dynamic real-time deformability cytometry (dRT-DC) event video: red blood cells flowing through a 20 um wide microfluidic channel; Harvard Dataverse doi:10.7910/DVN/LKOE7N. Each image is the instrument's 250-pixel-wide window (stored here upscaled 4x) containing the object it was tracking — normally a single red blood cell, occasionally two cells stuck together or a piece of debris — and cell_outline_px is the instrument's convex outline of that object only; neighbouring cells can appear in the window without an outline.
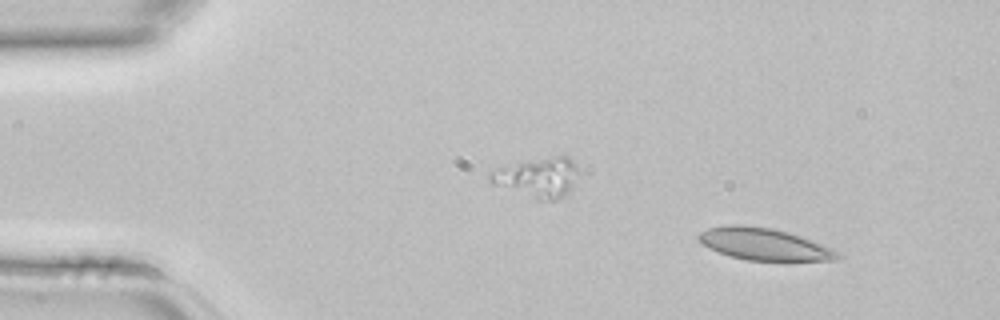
{"species": "common noctule bat (a hibernating species)", "species_latin": "Nyctalus noctula", "temperature_condition": "room temperature", "stored_images_in_passage": 2, "camera_frame_rate_fps": 3000, "um_per_image_px": 0.085, "animal": {"sex": "female", "body_mass_g": 22.7, "forearm_length_mm": 54.2}, "frame": {"image": 1, "passage_image": 1, "time_ms": 0.0, "image_size_px": [1000, 320], "cell_outline_px": [[844, 256], [836, 260], [748, 260], [732, 256], [708, 248], [696, 236], [700, 232], [708, 228], [724, 224], [740, 224], [772, 228], [788, 232], [800, 236], [832, 248], [840, 252]], "centroid_in_image_um": [64.96, 20.73], "position_along_channel_um": 20.0, "area_um2": 25.78}}
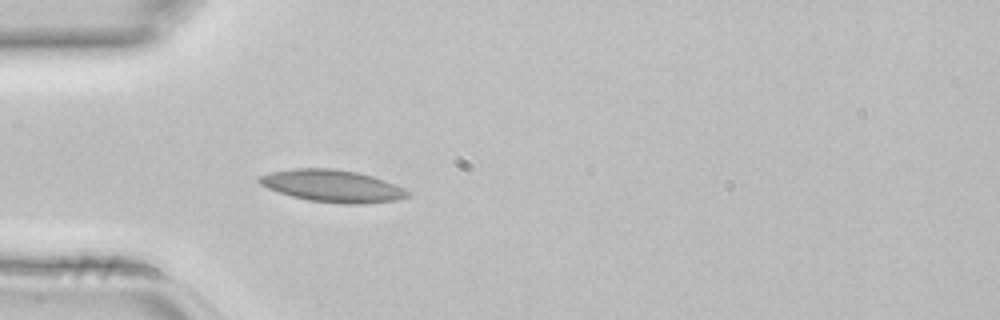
{"frame": {"image": 2, "passage_image": 2, "time_ms": 0.333, "image_size_px": [1000, 320], "cell_outline_px": [[412, 192], [408, 196], [396, 200], [364, 204], [344, 204], [308, 200], [292, 196], [268, 188], [260, 184], [256, 180], [256, 176], [268, 172], [292, 168], [332, 168], [356, 172], [372, 176], [396, 184]], "centroid_in_image_um": [28.23, 15.8], "position_along_channel_um": 56.8, "area_um2": 28.03}}